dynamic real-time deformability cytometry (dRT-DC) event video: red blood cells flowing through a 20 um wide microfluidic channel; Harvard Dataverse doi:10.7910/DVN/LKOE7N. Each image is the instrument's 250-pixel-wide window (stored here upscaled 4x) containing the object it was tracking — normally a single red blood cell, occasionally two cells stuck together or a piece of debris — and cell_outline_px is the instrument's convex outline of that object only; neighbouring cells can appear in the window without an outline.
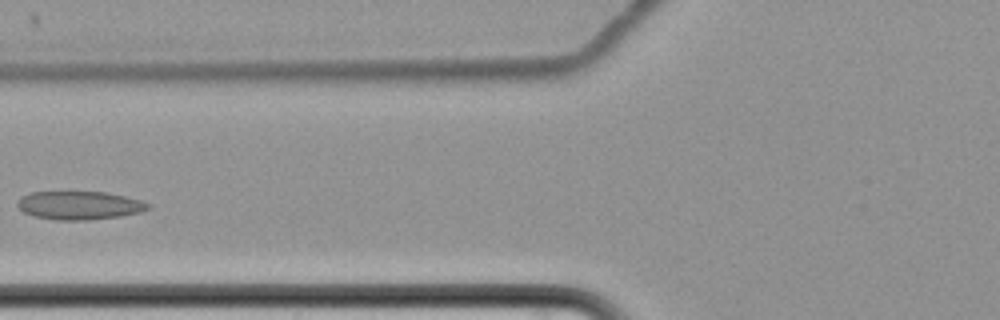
{"species": "common noctule bat (a hibernating species)", "species_latin": "Nyctalus noctula", "temperature_condition": "cold", "stored_images_in_passage": 6, "camera_frame_rate_fps": 3000, "um_per_image_px": 0.085, "animal": {"sex": "female", "body_mass_g": 22.7, "forearm_length_mm": 54.2}, "frame": {"image": 1, "passage_image": 6, "time_ms": 6.0, "image_size_px": [1000, 320], "cell_outline_px": [[152, 208], [140, 212], [120, 216], [84, 220], [56, 220], [36, 216], [24, 212], [16, 204], [24, 196], [32, 192], [104, 192], [124, 196], [140, 200], [152, 204]], "centroid_in_image_um": [6.81, 17.46], "position_along_channel_um": 119.0, "area_um2": 21.33}}